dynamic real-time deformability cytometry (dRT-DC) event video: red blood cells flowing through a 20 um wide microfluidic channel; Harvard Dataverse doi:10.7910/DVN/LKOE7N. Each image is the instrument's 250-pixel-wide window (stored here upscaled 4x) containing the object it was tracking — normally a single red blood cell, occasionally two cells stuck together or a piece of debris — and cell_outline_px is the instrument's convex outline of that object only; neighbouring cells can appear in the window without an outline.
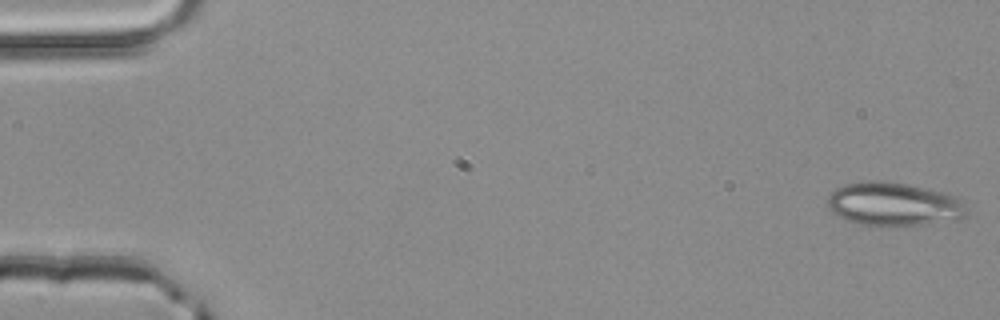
{"species": "common noctule bat (a hibernating species)", "species_latin": "Nyctalus noctula", "temperature_condition": "room temperature", "stored_images_in_passage": 51, "camera_frame_rate_fps": 3000, "um_per_image_px": 0.085, "animal": {"sex": "male", "body_mass_g": 20.4}, "frame": {"image": 1, "passage_image": 1, "time_ms": 0.0, "image_size_px": [1000, 320], "cell_outline_px": [[968, 212], [964, 216], [956, 220], [924, 224], [880, 228], [856, 224], [832, 212], [828, 208], [828, 196], [836, 188], [844, 184], [868, 180], [880, 180], [908, 184], [944, 192], [956, 196], [964, 204]], "centroid_in_image_um": [75.95, 17.37], "position_along_channel_um": 9.0, "area_um2": 35.89}}
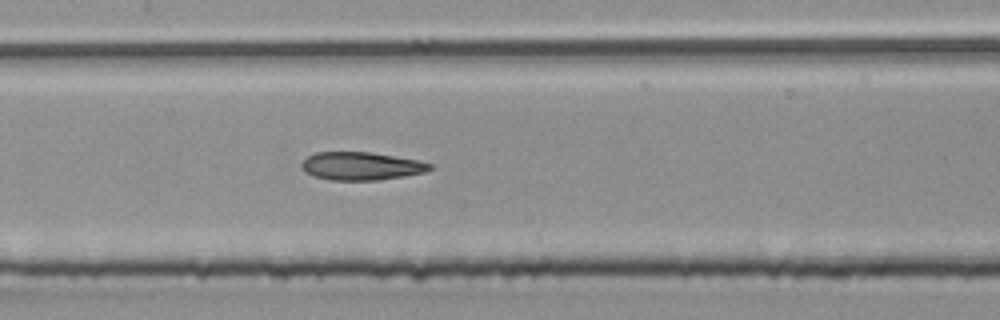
{"frame": {"image": 2, "passage_image": 25, "time_ms": 8.0, "image_size_px": [1000, 320], "cell_outline_px": [[436, 168], [424, 172], [404, 176], [380, 180], [332, 180], [312, 176], [304, 172], [300, 168], [300, 164], [308, 156], [316, 152], [372, 152], [420, 160], [432, 164]], "centroid_in_image_um": [30.72, 14.11], "position_along_channel_um": 176.7, "area_um2": 21.27}}
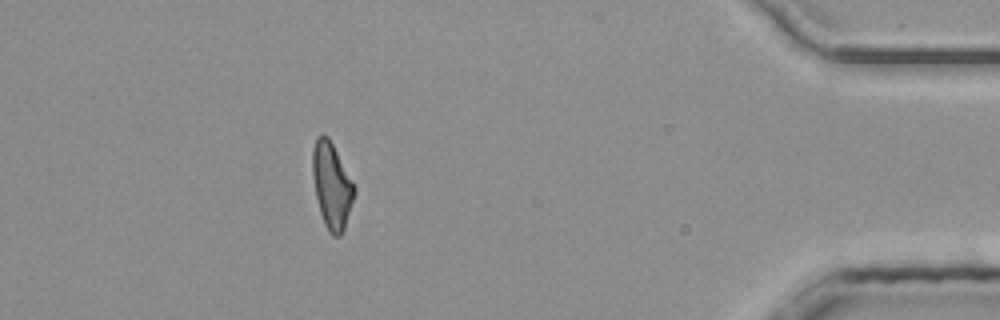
{"frame": {"image": 3, "passage_image": 46, "time_ms": 15.0, "image_size_px": [1000, 320], "cell_outline_px": [[356, 192], [344, 228], [340, 236], [332, 236], [328, 232], [324, 224], [320, 212], [316, 196], [312, 176], [312, 148], [316, 136], [328, 136], [352, 180], [356, 188]], "centroid_in_image_um": [28.19, 15.78], "position_along_channel_um": 407.0, "area_um2": 20.87}, "authors_computed_cell_mechanics": {"area_um2": 21.386, "velocity_mm_per_s": 4.0638, "shape_relaxation_time_tau1_ms": null, "shape_relaxation_time_tau2_ms": 2.0699, "deformation_change_tau1": null, "deformation_change_tau2": 0.1183}}